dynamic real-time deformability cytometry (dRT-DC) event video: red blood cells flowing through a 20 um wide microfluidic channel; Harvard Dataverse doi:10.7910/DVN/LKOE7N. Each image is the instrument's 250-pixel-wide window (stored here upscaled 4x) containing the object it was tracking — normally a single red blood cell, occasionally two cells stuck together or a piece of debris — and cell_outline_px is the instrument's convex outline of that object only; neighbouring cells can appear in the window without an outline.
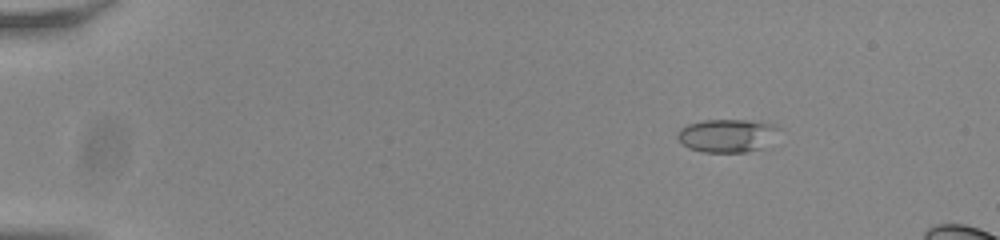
{"species": "common noctule bat (a hibernating species)", "species_latin": "Nyctalus noctula", "temperature_condition": "room temperature", "stored_images_in_passage": 49, "camera_frame_rate_fps": 3000, "um_per_image_px": 0.085, "animal": {"sex": "male", "body_mass_g": 20.0, "forearm_length_mm": 53.3}, "frame": {"image": 1, "passage_image": 3, "time_ms": 0.667, "image_size_px": [1000, 240], "cell_outline_px": [[780, 128], [764, 148], [744, 152], [704, 152], [688, 148], [680, 144], [676, 136], [676, 132], [680, 128], [688, 124], [704, 120], [748, 120], [776, 124]], "centroid_in_image_um": [61.76, 11.52], "position_along_channel_um": 23.2, "area_um2": 19.77}}
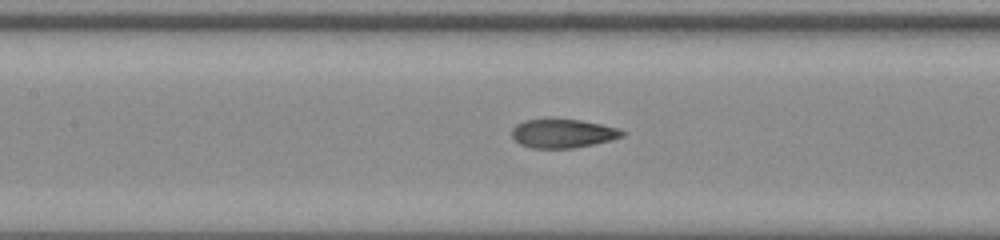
{"frame": {"image": 2, "passage_image": 22, "time_ms": 7.0, "image_size_px": [1000, 240], "cell_outline_px": [[628, 132], [624, 136], [612, 140], [572, 148], [532, 148], [520, 144], [512, 136], [512, 128], [516, 124], [524, 120], [580, 120], [620, 128]], "centroid_in_image_um": [47.88, 11.35], "position_along_channel_um": 159.5, "area_um2": 18.38}}
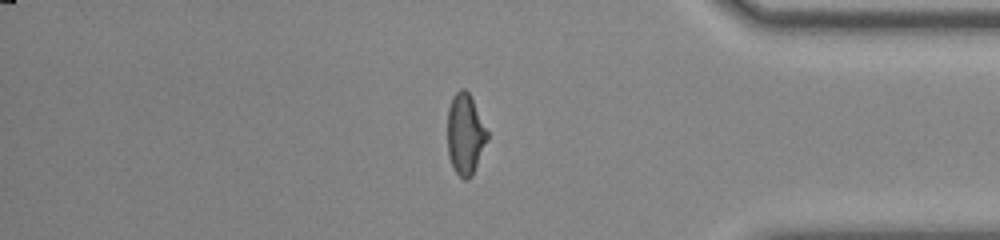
{"frame": {"image": 3, "passage_image": 42, "time_ms": 13.667, "image_size_px": [1000, 240], "cell_outline_px": [[488, 140], [472, 176], [468, 180], [464, 180], [456, 172], [448, 156], [448, 108], [452, 96], [460, 88], [464, 88], [468, 92], [488, 132]], "centroid_in_image_um": [39.54, 11.42], "position_along_channel_um": 395.7, "area_um2": 18.67}}